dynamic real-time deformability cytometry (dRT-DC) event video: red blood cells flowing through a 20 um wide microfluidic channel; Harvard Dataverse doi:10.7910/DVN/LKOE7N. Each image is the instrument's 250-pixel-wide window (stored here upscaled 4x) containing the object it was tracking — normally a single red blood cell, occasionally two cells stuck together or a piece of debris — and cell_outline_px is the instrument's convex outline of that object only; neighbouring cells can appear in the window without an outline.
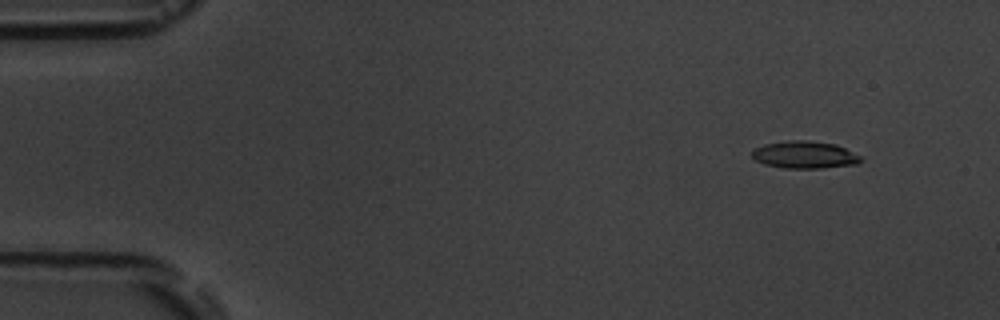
{"species": "common noctule bat (a hibernating species)", "species_latin": "Nyctalus noctula", "temperature_condition": "room temperature", "stored_images_in_passage": 5, "segment_of_instrument_passage": [1, 2], "camera_frame_rate_fps": 3000, "um_per_image_px": 0.085, "animal": {"sex": "male", "body_mass_g": 19.5, "forearm_length_mm": 54.6}, "frame": {"image": 1, "passage_image": 1, "time_ms": 0.0, "image_size_px": [1000, 320], "cell_outline_px": [[864, 160], [856, 164], [824, 168], [784, 168], [764, 164], [756, 160], [752, 156], [752, 152], [756, 148], [764, 144], [788, 140], [808, 140], [836, 144], [864, 156]], "centroid_in_image_um": [68.46, 13.15], "position_along_channel_um": 16.5, "area_um2": 17.51}}